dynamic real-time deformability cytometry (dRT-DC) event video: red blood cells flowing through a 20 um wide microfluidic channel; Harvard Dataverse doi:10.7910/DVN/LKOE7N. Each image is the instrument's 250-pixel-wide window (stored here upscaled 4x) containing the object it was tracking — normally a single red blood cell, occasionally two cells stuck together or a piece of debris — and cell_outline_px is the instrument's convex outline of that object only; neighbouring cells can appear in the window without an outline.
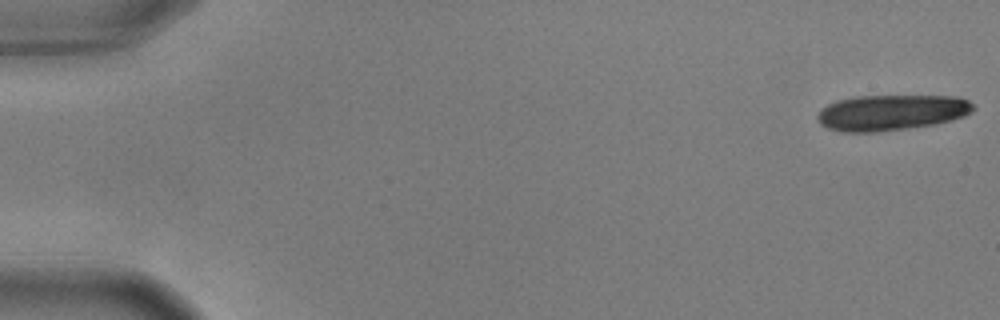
{"species": "common noctule bat (a hibernating species)", "species_latin": "Nyctalus noctula", "temperature_condition": "warm", "stored_images_in_passage": 19, "camera_frame_rate_fps": 3000, "um_per_image_px": 0.085, "animal": {"sex": "male", "body_mass_g": 17.9, "forearm_length_mm": 54.2}, "frame": {"image": 1, "passage_image": 1, "time_ms": 0.0, "image_size_px": [1000, 320], "cell_outline_px": [[976, 108], [972, 112], [964, 116], [952, 120], [936, 124], [908, 128], [876, 132], [840, 132], [828, 128], [820, 124], [816, 116], [828, 104], [836, 100], [856, 96], [956, 96], [968, 100]], "centroid_in_image_um": [75.78, 9.56], "position_along_channel_um": 9.2, "area_um2": 32.54}}